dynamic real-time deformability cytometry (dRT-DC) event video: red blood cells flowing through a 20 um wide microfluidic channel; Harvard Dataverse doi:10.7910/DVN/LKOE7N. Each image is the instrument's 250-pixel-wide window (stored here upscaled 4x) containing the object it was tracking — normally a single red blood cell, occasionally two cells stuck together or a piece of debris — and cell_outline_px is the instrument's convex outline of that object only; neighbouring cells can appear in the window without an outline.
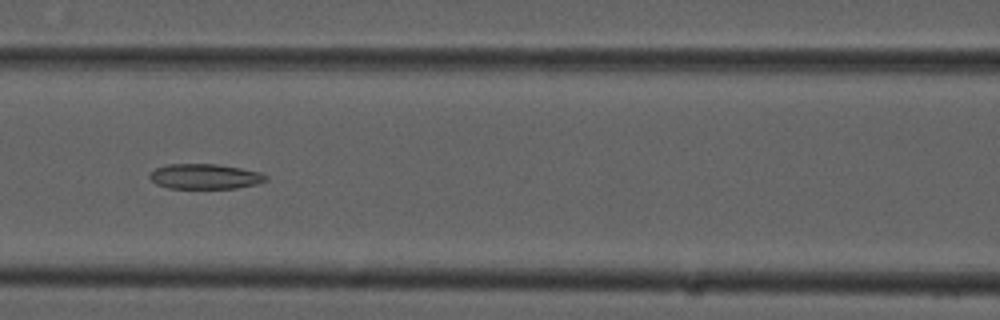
{"species": "common noctule bat (a hibernating species)", "species_latin": "Nyctalus noctula", "temperature_condition": "cold", "stored_images_in_passage": 36, "camera_frame_rate_fps": 3000, "um_per_image_px": 0.085, "animal": {"sex": "male", "forearm_length_mm": 52.5}, "frame": {"image": 1, "passage_image": 15, "time_ms": 4.667, "image_size_px": [1000, 320], "cell_outline_px": [[268, 180], [256, 184], [236, 188], [168, 188], [156, 184], [148, 176], [156, 168], [168, 164], [216, 164], [240, 168], [260, 172], [268, 176]], "centroid_in_image_um": [17.43, 15.0], "position_along_channel_um": 149.2, "area_um2": 16.94}}
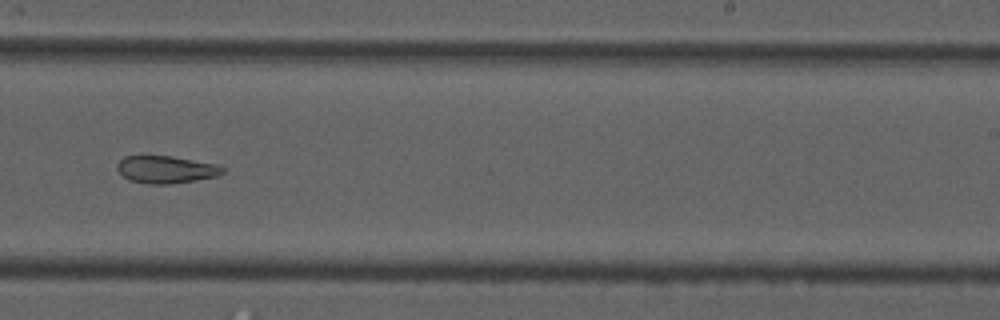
{"frame": {"image": 2, "passage_image": 25, "time_ms": 8.0, "image_size_px": [1000, 320], "cell_outline_px": [[224, 172], [216, 176], [196, 180], [168, 184], [148, 184], [128, 180], [116, 168], [116, 164], [124, 156], [172, 156], [216, 164], [224, 168]], "centroid_in_image_um": [14.08, 14.41], "position_along_channel_um": 274.9, "area_um2": 16.76}, "authors_computed_cell_mechanics": {"area_um2": 18.1781, "velocity_mm_per_s": 3.7887, "shape_relaxation_time_tau1_ms": null, "shape_relaxation_time_tau2_ms": 5.6559, "deformation_change_tau1": null, "deformation_change_tau2": 0.1392}}